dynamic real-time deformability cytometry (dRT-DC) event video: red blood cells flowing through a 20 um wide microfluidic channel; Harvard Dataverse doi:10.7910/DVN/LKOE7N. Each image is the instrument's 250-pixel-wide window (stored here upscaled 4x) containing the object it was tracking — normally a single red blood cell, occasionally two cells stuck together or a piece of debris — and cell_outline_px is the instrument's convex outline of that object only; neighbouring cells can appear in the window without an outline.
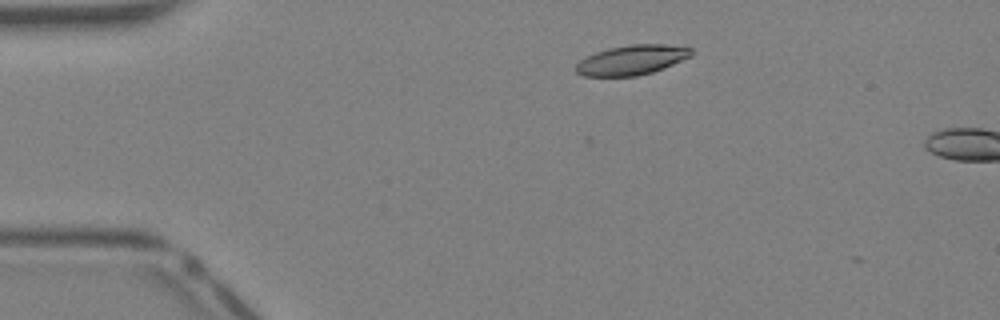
{"species": "Egyptian fruit bat (a non-hibernating species)", "species_latin": "Rousettus aegyptiacus", "temperature_condition": "warm", "stored_images_in_passage": 2, "camera_frame_rate_fps": 3000, "um_per_image_px": 0.085, "animal": {"sex": "female"}, "frame": {"image": 1, "passage_image": 1, "time_ms": 0.0, "image_size_px": [1000, 320], "cell_outline_px": [[692, 56], [664, 68], [652, 72], [636, 76], [584, 76], [576, 72], [576, 64], [580, 60], [596, 52], [608, 48], [632, 44], [664, 44], [692, 48]], "centroid_in_image_um": [53.71, 5.1], "position_along_channel_um": 31.3, "area_um2": 19.94}}